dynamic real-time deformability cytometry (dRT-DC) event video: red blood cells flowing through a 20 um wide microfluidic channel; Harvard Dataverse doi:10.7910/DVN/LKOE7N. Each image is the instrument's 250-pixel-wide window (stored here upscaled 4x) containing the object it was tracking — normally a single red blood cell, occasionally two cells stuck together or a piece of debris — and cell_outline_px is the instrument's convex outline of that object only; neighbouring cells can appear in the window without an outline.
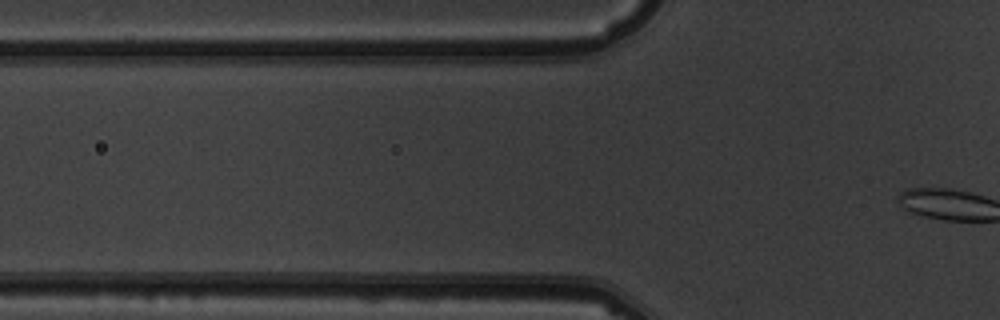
{"species": "common noctule bat (a hibernating species)", "species_latin": "Nyctalus noctula", "temperature_condition": "warm", "stored_images_in_passage": 5, "camera_frame_rate_fps": 3000, "um_per_image_px": 0.085, "animal": {"sex": "male", "body_mass_g": 19.5, "forearm_length_mm": 54.6}, "frame": {"image": 1, "passage_image": 4, "time_ms": 3.667, "image_size_px": [1000, 320], "cell_outline_px": [[536, 236], [528, 252], [372, 248], [364, 244], [364, 228], [372, 224], [488, 224], [528, 228], [536, 232]], "centroid_in_image_um": [38.23, 20.16], "position_along_channel_um": 87.6, "area_um2": 30.69}}